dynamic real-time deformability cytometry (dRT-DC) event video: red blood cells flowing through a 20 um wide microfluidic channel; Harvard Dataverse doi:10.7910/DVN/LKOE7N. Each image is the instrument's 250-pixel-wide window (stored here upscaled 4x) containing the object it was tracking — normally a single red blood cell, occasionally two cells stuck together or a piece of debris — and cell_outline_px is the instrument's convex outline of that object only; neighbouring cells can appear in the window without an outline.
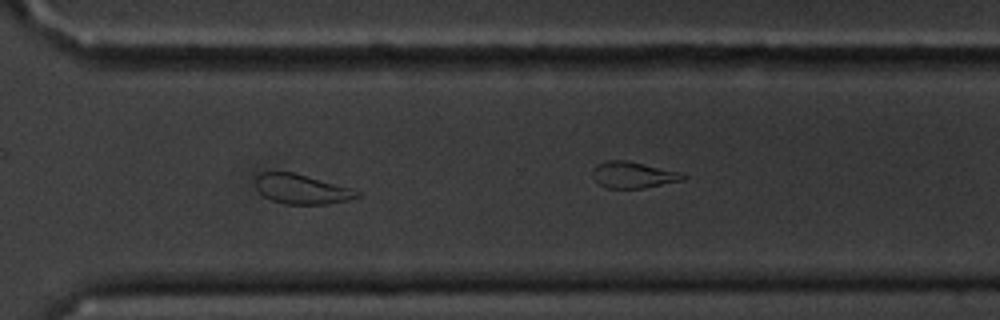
{"species": "common noctule bat (a hibernating species)", "species_latin": "Nyctalus noctula", "temperature_condition": "cold", "stored_images_in_passage": 60, "camera_frame_rate_fps": 3000, "um_per_image_px": 0.085, "animal": {"sex": "male", "body_mass_g": 20.1, "forearm_length_mm": 53.5}, "frame": {"image": 1, "passage_image": 43, "time_ms": 14.0, "image_size_px": [1000, 320], "cell_outline_px": [[360, 196], [348, 200], [328, 204], [284, 204], [272, 200], [264, 196], [256, 188], [256, 176], [260, 172], [292, 172], [308, 176], [352, 188], [360, 192]], "centroid_in_image_um": [25.64, 16.08], "position_along_channel_um": 345.0, "area_um2": 17.51}, "authors_computed_cell_mechanics": {"area_um2": 18.5827, "velocity_mm_per_s": 3.3746, "shape_relaxation_time_tau1_ms": 4.3601, "shape_relaxation_time_tau2_ms": 4.6606, "deformation_change_tau1": 0.1116, "deformation_change_tau2": 0.0913}}